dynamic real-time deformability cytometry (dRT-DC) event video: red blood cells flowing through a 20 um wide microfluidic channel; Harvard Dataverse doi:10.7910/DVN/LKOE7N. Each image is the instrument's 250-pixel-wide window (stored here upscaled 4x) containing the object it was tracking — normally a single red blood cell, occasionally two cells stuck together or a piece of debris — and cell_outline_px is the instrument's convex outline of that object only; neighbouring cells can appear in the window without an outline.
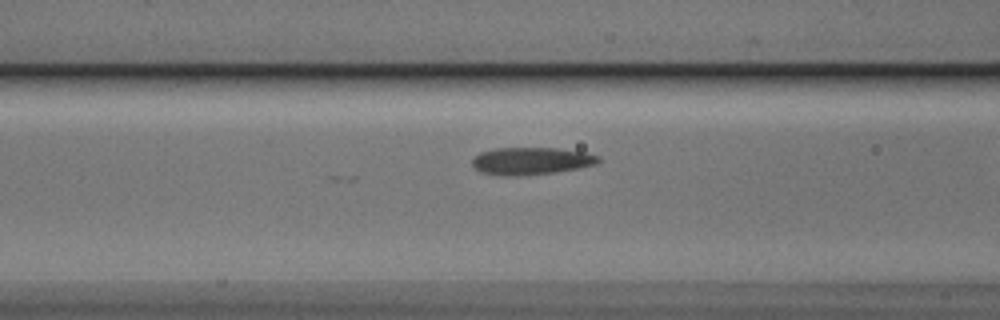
{"species": "Egyptian fruit bat (a non-hibernating species)", "species_latin": "Rousettus aegyptiacus", "temperature_condition": "cold", "stored_images_in_passage": 10, "camera_frame_rate_fps": 3000, "um_per_image_px": 0.085, "animal": {"sex": "male"}, "frame": {"image": 1, "passage_image": 8, "time_ms": 2.333, "image_size_px": [1000, 320], "cell_outline_px": [[600, 160], [596, 164], [580, 168], [556, 172], [520, 176], [500, 176], [480, 172], [472, 164], [472, 160], [480, 152], [496, 148], [556, 148], [584, 152], [600, 156]], "centroid_in_image_um": [45.15, 13.69], "position_along_channel_um": 121.5, "area_um2": 20.23}}